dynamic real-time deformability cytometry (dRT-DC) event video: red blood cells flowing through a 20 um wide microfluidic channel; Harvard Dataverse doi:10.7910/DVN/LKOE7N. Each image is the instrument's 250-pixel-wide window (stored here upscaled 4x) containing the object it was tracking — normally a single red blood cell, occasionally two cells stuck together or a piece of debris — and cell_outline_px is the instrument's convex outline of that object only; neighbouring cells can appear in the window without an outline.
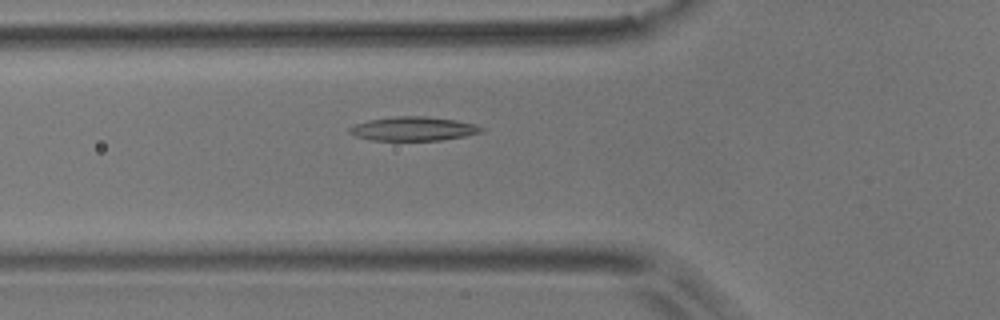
{"species": "common noctule bat (a hibernating species)", "species_latin": "Nyctalus noctula", "temperature_condition": "room temperature", "stored_images_in_passage": 40, "camera_frame_rate_fps": 3000, "um_per_image_px": 0.085, "animal": {"sex": "male", "body_mass_g": 17.9}, "frame": {"image": 1, "passage_image": 5, "time_ms": 1.333, "image_size_px": [1000, 320], "cell_outline_px": [[484, 132], [464, 136], [440, 140], [372, 140], [356, 136], [348, 132], [348, 128], [356, 124], [368, 120], [396, 116], [424, 116], [456, 120], [472, 124], [484, 128]], "centroid_in_image_um": [35.13, 10.94], "position_along_channel_um": 90.7, "area_um2": 18.26}}
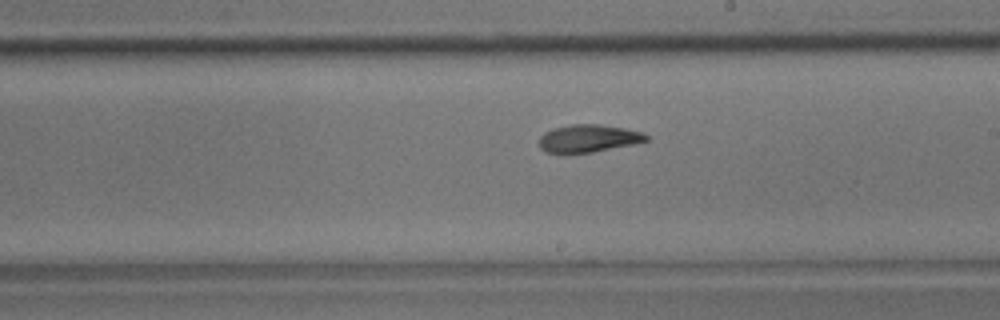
{"frame": {"image": 2, "passage_image": 17, "time_ms": 5.333, "image_size_px": [1000, 320], "cell_outline_px": [[648, 140], [636, 144], [592, 152], [544, 152], [540, 148], [540, 136], [544, 132], [552, 128], [572, 124], [600, 124], [624, 128], [640, 132], [648, 136]], "centroid_in_image_um": [50.01, 11.75], "position_along_channel_um": 239.0, "area_um2": 17.11}}
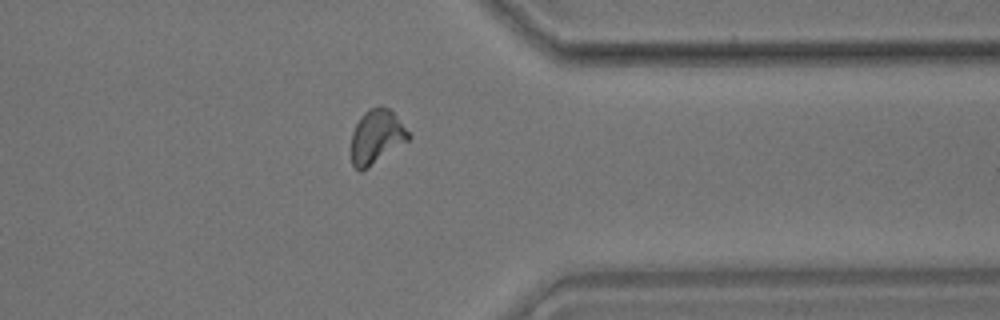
{"frame": {"image": 3, "passage_image": 29, "time_ms": 9.333, "image_size_px": [1000, 320], "cell_outline_px": [[412, 136], [408, 140], [368, 168], [360, 172], [352, 164], [352, 132], [360, 116], [368, 108], [380, 104], [388, 108], [396, 116]], "centroid_in_image_um": [31.99, 11.6], "position_along_channel_um": 379.4, "area_um2": 18.03}}